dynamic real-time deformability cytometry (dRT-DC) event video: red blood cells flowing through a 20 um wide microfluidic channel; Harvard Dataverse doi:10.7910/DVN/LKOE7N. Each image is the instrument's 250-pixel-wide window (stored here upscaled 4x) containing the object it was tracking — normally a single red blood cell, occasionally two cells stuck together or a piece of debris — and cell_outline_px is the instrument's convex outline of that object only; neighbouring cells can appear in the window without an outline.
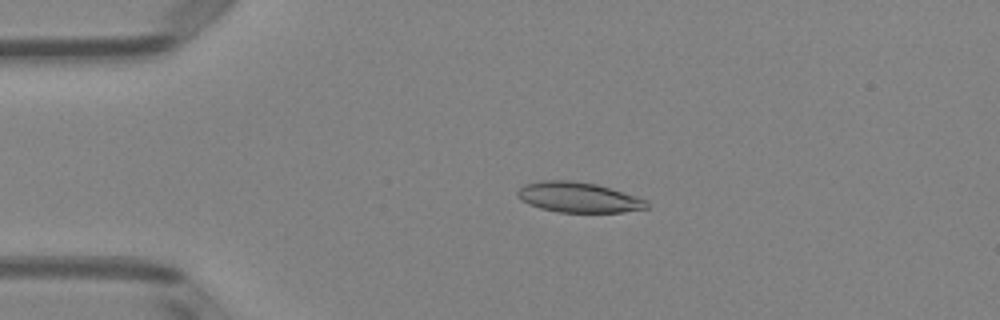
{"species": "Egyptian fruit bat (a non-hibernating species)", "species_latin": "Rousettus aegyptiacus", "temperature_condition": "room temperature", "stored_images_in_passage": 50, "camera_frame_rate_fps": 3000, "um_per_image_px": 0.085, "animal": {"sex": "female"}, "frame": {"image": 1, "passage_image": 10, "time_ms": 3.0, "image_size_px": [1000, 320], "cell_outline_px": [[648, 208], [624, 212], [560, 212], [540, 208], [528, 204], [520, 200], [516, 196], [516, 192], [524, 184], [540, 180], [572, 180], [596, 184], [612, 188], [648, 200]], "centroid_in_image_um": [49.15, 16.76], "position_along_channel_um": 35.8, "area_um2": 23.0}}
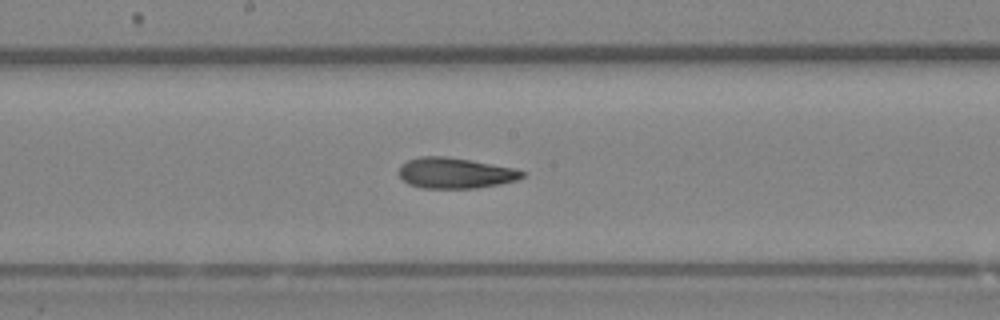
{"frame": {"image": 2, "passage_image": 26, "time_ms": 8.333, "image_size_px": [1000, 320], "cell_outline_px": [[524, 176], [516, 180], [500, 184], [476, 188], [424, 188], [408, 184], [400, 176], [400, 164], [408, 160], [420, 156], [444, 156], [516, 168], [524, 172]], "centroid_in_image_um": [38.69, 14.71], "position_along_channel_um": 209.5, "area_um2": 21.91}}
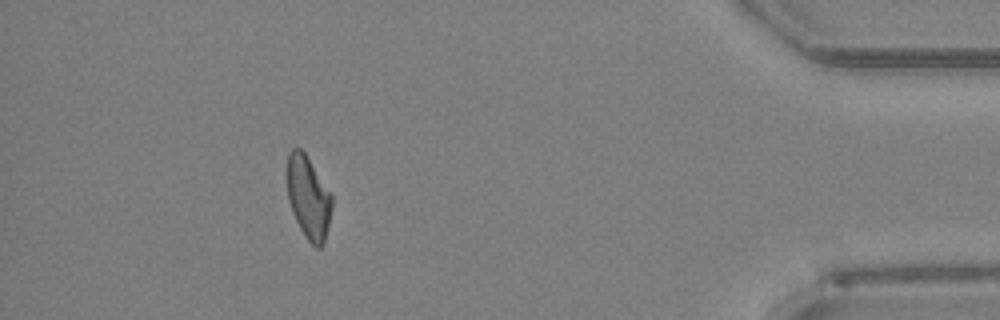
{"frame": {"image": 3, "passage_image": 45, "time_ms": 14.667, "image_size_px": [1000, 320], "cell_outline_px": [[332, 208], [328, 228], [324, 244], [320, 248], [316, 248], [308, 240], [300, 228], [292, 212], [288, 200], [288, 152], [292, 148], [300, 148], [304, 152], [332, 196]], "centroid_in_image_um": [26.22, 16.82], "position_along_channel_um": 409.0, "area_um2": 21.27}, "authors_computed_cell_mechanics": {"area_um2": 22.4842, "velocity_mm_per_s": 3.9923, "shape_relaxation_time_tau1_ms": null, "shape_relaxation_time_tau2_ms": 2.9265, "deformation_change_tau1": null, "deformation_change_tau2": 0.1193}}